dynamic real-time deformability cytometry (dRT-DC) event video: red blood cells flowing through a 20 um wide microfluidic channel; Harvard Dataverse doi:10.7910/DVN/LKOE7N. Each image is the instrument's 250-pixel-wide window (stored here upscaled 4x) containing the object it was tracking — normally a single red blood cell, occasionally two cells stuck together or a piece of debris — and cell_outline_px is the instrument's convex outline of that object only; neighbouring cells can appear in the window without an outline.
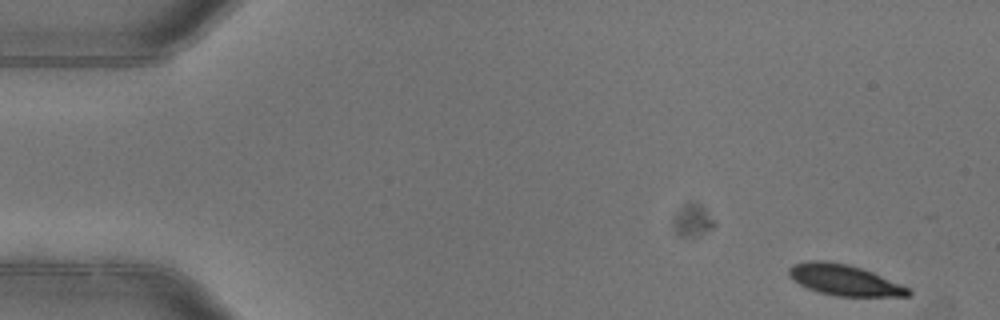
{"species": "common noctule bat (a hibernating species)", "species_latin": "Nyctalus noctula", "temperature_condition": "warm", "stored_images_in_passage": 5, "camera_frame_rate_fps": 3000, "um_per_image_px": 0.085, "animal": {"sex": "female"}, "frame": {"image": 1, "passage_image": 1, "time_ms": 0.0, "image_size_px": [1000, 320], "cell_outline_px": [[912, 296], [836, 296], [820, 292], [808, 288], [792, 280], [788, 276], [788, 268], [792, 264], [808, 260], [824, 260], [848, 264], [872, 272], [900, 284], [908, 288], [912, 292]], "centroid_in_image_um": [71.72, 23.79], "position_along_channel_um": 13.3, "area_um2": 21.44}}
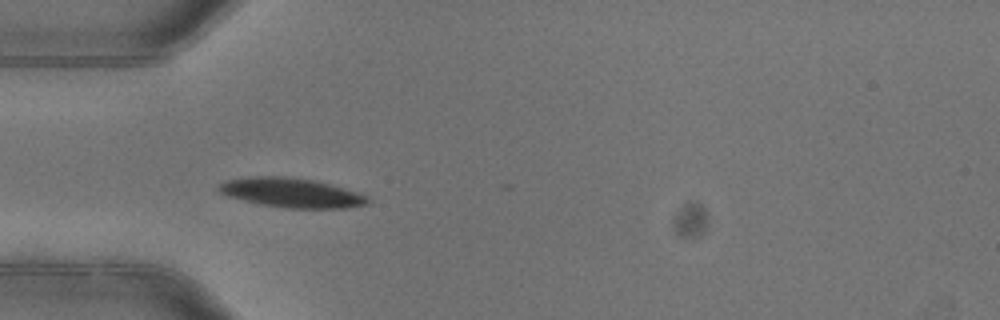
{"frame": {"image": 2, "passage_image": 4, "time_ms": 1.0, "image_size_px": [1000, 320], "cell_outline_px": [[372, 200], [368, 204], [348, 208], [284, 208], [260, 204], [228, 196], [220, 192], [216, 188], [220, 184], [228, 180], [252, 176], [280, 176], [312, 180], [328, 184], [356, 192], [368, 196]], "centroid_in_image_um": [24.79, 16.39], "position_along_channel_um": 60.2, "area_um2": 25.32}}